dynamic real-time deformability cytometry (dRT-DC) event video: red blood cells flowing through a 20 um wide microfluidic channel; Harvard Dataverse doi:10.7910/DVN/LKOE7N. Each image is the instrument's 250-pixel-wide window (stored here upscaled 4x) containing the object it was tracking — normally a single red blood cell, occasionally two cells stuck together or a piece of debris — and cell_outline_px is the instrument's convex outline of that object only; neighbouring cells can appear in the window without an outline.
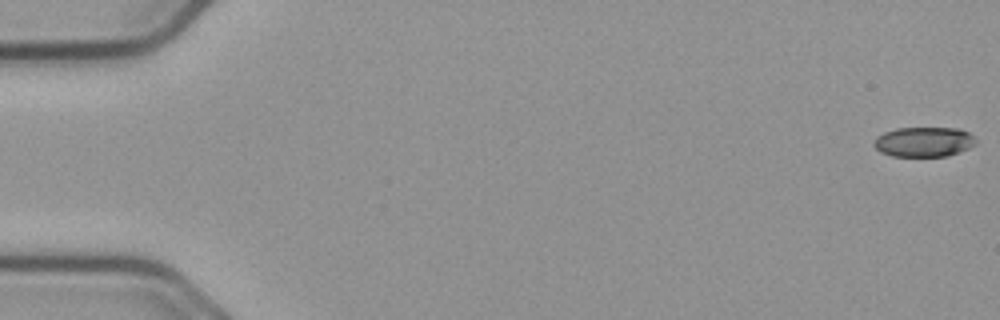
{"species": "common noctule bat (a hibernating species)", "species_latin": "Nyctalus noctula", "temperature_condition": "cold", "stored_images_in_passage": 18, "camera_frame_rate_fps": 3000, "um_per_image_px": 0.085, "animal": {"sex": "male", "body_mass_g": 23.1, "forearm_length_mm": 52.7}, "frame": {"image": 1, "passage_image": 1, "time_ms": 0.0, "image_size_px": [1000, 320], "cell_outline_px": [[976, 144], [968, 148], [948, 156], [892, 156], [880, 152], [872, 144], [872, 140], [876, 136], [884, 132], [896, 128], [960, 128], [968, 132], [976, 140]], "centroid_in_image_um": [78.49, 12.05], "position_along_channel_um": 6.5, "area_um2": 17.86}}
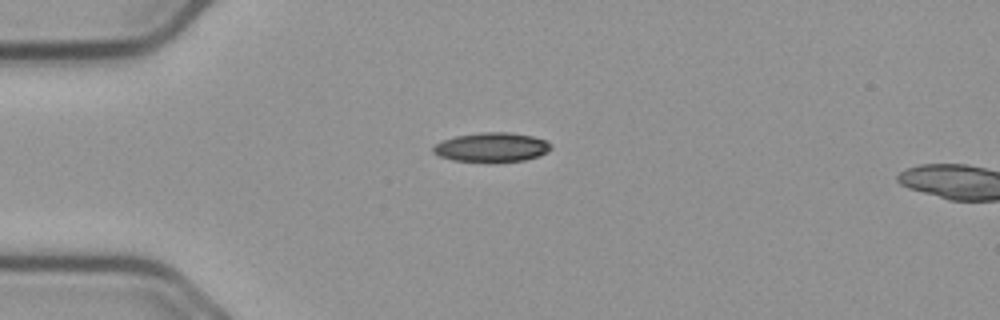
{"frame": {"image": 2, "passage_image": 15, "time_ms": 4.667, "image_size_px": [1000, 320], "cell_outline_px": [[552, 148], [548, 152], [540, 156], [524, 160], [452, 160], [440, 156], [432, 152], [432, 148], [436, 144], [444, 140], [456, 136], [484, 132], [508, 132], [532, 136], [544, 140], [552, 144]], "centroid_in_image_um": [41.83, 12.49], "position_along_channel_um": 43.2, "area_um2": 19.54}}